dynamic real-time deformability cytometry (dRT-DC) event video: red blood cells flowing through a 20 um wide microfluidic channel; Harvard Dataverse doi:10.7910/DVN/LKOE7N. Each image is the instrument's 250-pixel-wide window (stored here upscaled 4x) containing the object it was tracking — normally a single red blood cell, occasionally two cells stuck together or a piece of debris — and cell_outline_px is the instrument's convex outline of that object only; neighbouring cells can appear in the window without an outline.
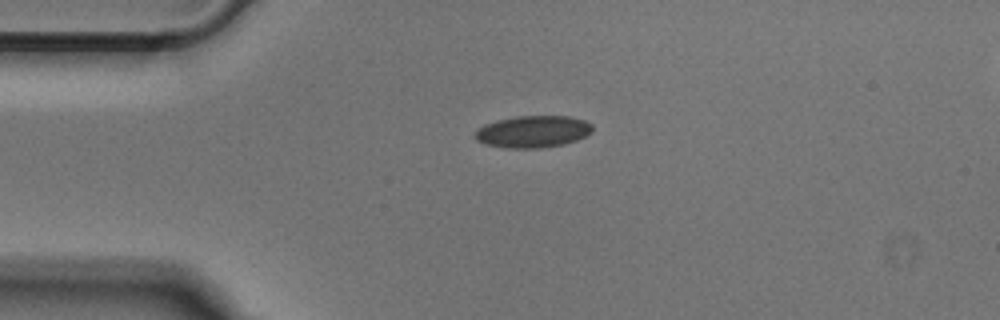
{"species": "Egyptian fruit bat (a non-hibernating species)", "species_latin": "Rousettus aegyptiacus", "temperature_condition": "cold", "stored_images_in_passage": 41, "camera_frame_rate_fps": 3000, "um_per_image_px": 0.085, "animal": {"sex": "male"}, "frame": {"image": 1, "passage_image": 1, "time_ms": 0.0, "image_size_px": [1000, 320], "cell_outline_px": [[592, 132], [576, 140], [564, 144], [544, 148], [504, 148], [484, 144], [476, 140], [472, 136], [484, 124], [496, 120], [516, 116], [568, 116], [584, 120], [592, 124]], "centroid_in_image_um": [45.27, 11.19], "position_along_channel_um": 39.7, "area_um2": 22.02}}
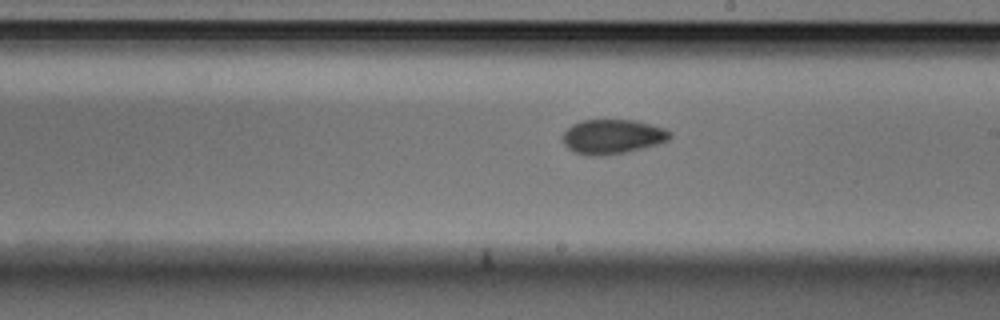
{"frame": {"image": 2, "passage_image": 18, "time_ms": 5.667, "image_size_px": [1000, 320], "cell_outline_px": [[672, 136], [668, 140], [656, 144], [628, 152], [600, 156], [588, 156], [572, 152], [564, 144], [560, 136], [572, 124], [580, 120], [636, 120], [664, 128], [672, 132]], "centroid_in_image_um": [52.02, 11.62], "position_along_channel_um": 237.0, "area_um2": 21.85}}
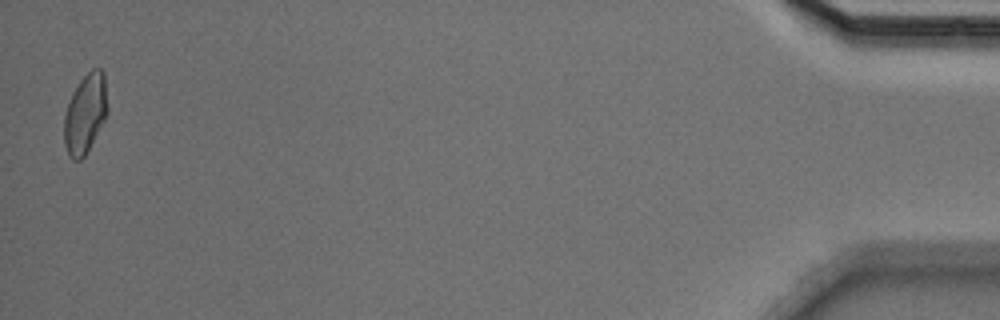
{"frame": {"image": 3, "passage_image": 40, "time_ms": 13.0, "image_size_px": [1000, 320], "cell_outline_px": [[108, 112], [104, 120], [84, 156], [80, 160], [72, 160], [68, 156], [64, 144], [64, 116], [72, 92], [80, 80], [92, 68], [100, 68], [104, 72], [108, 108]], "centroid_in_image_um": [7.24, 9.65], "position_along_channel_um": 428.0, "area_um2": 20.06}}